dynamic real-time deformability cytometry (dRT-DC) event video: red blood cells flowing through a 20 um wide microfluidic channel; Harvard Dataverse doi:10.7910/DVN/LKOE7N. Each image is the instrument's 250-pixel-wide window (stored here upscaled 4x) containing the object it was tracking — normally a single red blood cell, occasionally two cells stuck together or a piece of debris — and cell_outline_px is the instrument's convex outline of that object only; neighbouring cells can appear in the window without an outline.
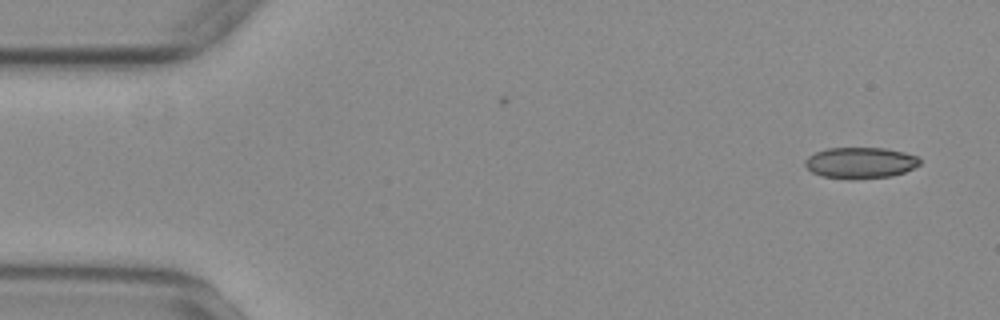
{"species": "common noctule bat (a hibernating species)", "species_latin": "Nyctalus noctula", "temperature_condition": "warm", "stored_images_in_passage": 51, "camera_frame_rate_fps": 3000, "um_per_image_px": 0.085, "animal": {"sex": "female", "body_mass_g": 29.2, "forearm_length_mm": 56.3}, "frame": {"image": 1, "passage_image": 2, "time_ms": 0.333, "image_size_px": [1000, 320], "cell_outline_px": [[920, 164], [904, 172], [892, 176], [852, 180], [848, 180], [820, 176], [812, 172], [804, 164], [804, 160], [808, 156], [816, 152], [828, 148], [884, 148], [904, 152], [916, 156], [920, 160]], "centroid_in_image_um": [73.1, 13.85], "position_along_channel_um": 11.9, "area_um2": 20.98}}
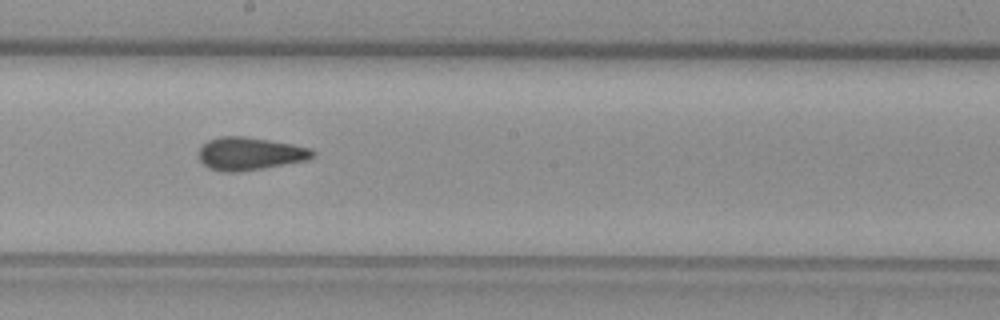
{"frame": {"image": 2, "passage_image": 29, "time_ms": 9.333, "image_size_px": [1000, 320], "cell_outline_px": [[316, 152], [308, 160], [264, 168], [240, 172], [220, 172], [208, 168], [200, 160], [196, 152], [200, 144], [208, 140], [220, 136], [244, 136], [292, 144], [312, 148]], "centroid_in_image_um": [21.18, 13.06], "position_along_channel_um": 227.0, "area_um2": 22.2}}
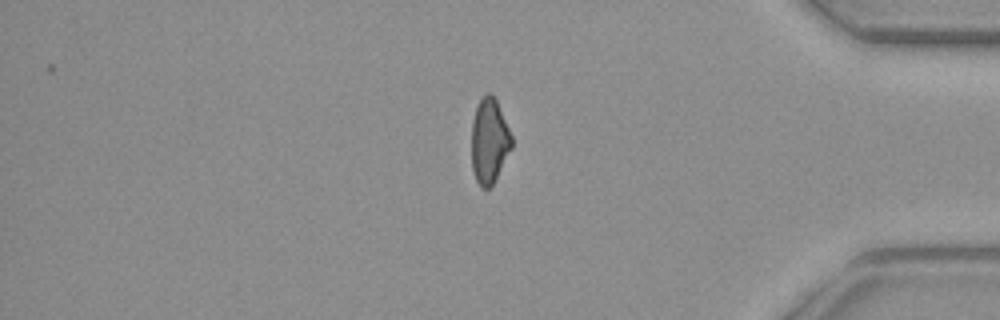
{"frame": {"image": 3, "passage_image": 45, "time_ms": 14.667, "image_size_px": [1000, 320], "cell_outline_px": [[512, 148], [492, 184], [488, 188], [480, 188], [476, 180], [472, 168], [472, 120], [476, 108], [480, 100], [488, 92], [496, 100], [512, 136]], "centroid_in_image_um": [41.58, 12.0], "position_along_channel_um": 393.6, "area_um2": 19.54}}